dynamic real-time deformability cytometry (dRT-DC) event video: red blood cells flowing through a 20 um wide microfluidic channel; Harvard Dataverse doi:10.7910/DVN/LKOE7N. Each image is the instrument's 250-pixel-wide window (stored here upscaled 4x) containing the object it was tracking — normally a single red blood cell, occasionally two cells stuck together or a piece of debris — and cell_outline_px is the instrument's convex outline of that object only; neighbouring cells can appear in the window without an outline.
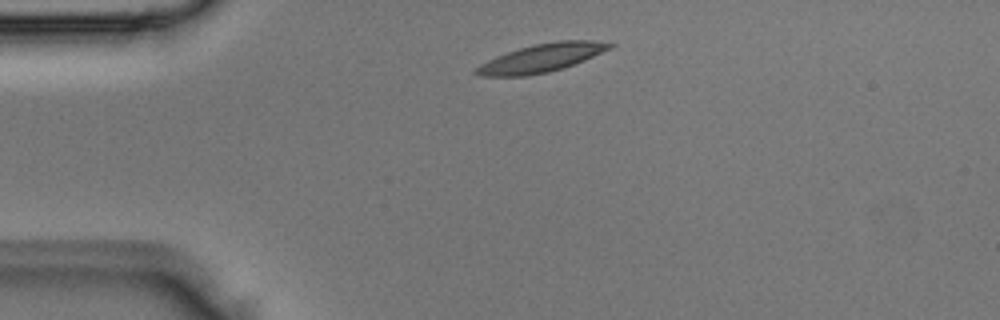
{"species": "Egyptian fruit bat (a non-hibernating species)", "species_latin": "Rousettus aegyptiacus", "temperature_condition": "room temperature", "stored_images_in_passage": 2, "camera_frame_rate_fps": 3000, "um_per_image_px": 0.085, "animal": {"sex": "male"}, "frame": {"image": 1, "passage_image": 1, "time_ms": 0.0, "image_size_px": [1000, 320], "cell_outline_px": [[616, 44], [612, 48], [584, 60], [548, 72], [524, 76], [480, 76], [472, 72], [480, 64], [496, 56], [520, 48], [536, 44], [556, 40], [592, 40]], "centroid_in_image_um": [46.02, 4.92], "position_along_channel_um": 39.0, "area_um2": 21.73}}